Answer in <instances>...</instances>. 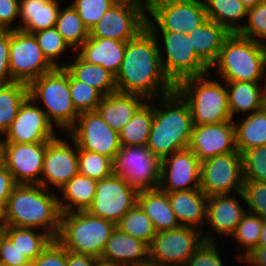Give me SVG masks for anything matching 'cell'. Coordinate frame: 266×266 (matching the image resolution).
Here are the masks:
<instances>
[{"label":"cell","mask_w":266,"mask_h":266,"mask_svg":"<svg viewBox=\"0 0 266 266\" xmlns=\"http://www.w3.org/2000/svg\"><path fill=\"white\" fill-rule=\"evenodd\" d=\"M148 27L126 42L125 55L115 76L118 92L154 100L175 91L160 58V42Z\"/></svg>","instance_id":"1"},{"label":"cell","mask_w":266,"mask_h":266,"mask_svg":"<svg viewBox=\"0 0 266 266\" xmlns=\"http://www.w3.org/2000/svg\"><path fill=\"white\" fill-rule=\"evenodd\" d=\"M152 101L154 118L147 148L163 160L189 148L194 124L188 103L176 90Z\"/></svg>","instance_id":"2"},{"label":"cell","mask_w":266,"mask_h":266,"mask_svg":"<svg viewBox=\"0 0 266 266\" xmlns=\"http://www.w3.org/2000/svg\"><path fill=\"white\" fill-rule=\"evenodd\" d=\"M57 196L41 185L17 184L6 203L8 225L41 229L55 240L61 217Z\"/></svg>","instance_id":"3"},{"label":"cell","mask_w":266,"mask_h":266,"mask_svg":"<svg viewBox=\"0 0 266 266\" xmlns=\"http://www.w3.org/2000/svg\"><path fill=\"white\" fill-rule=\"evenodd\" d=\"M212 69L223 82H266V44L231 33Z\"/></svg>","instance_id":"4"},{"label":"cell","mask_w":266,"mask_h":266,"mask_svg":"<svg viewBox=\"0 0 266 266\" xmlns=\"http://www.w3.org/2000/svg\"><path fill=\"white\" fill-rule=\"evenodd\" d=\"M209 73L189 77L175 86L188 103L194 125L233 121L228 105L226 82L209 79Z\"/></svg>","instance_id":"5"},{"label":"cell","mask_w":266,"mask_h":266,"mask_svg":"<svg viewBox=\"0 0 266 266\" xmlns=\"http://www.w3.org/2000/svg\"><path fill=\"white\" fill-rule=\"evenodd\" d=\"M116 224L87 211L63 213L56 240L67 250L101 258Z\"/></svg>","instance_id":"6"},{"label":"cell","mask_w":266,"mask_h":266,"mask_svg":"<svg viewBox=\"0 0 266 266\" xmlns=\"http://www.w3.org/2000/svg\"><path fill=\"white\" fill-rule=\"evenodd\" d=\"M28 96L43 103L48 120L61 131H68L77 121L76 111L70 91L69 73L64 67H55L52 71L41 75L28 84Z\"/></svg>","instance_id":"7"},{"label":"cell","mask_w":266,"mask_h":266,"mask_svg":"<svg viewBox=\"0 0 266 266\" xmlns=\"http://www.w3.org/2000/svg\"><path fill=\"white\" fill-rule=\"evenodd\" d=\"M147 15L151 32L188 34L208 19L203 0H149Z\"/></svg>","instance_id":"8"},{"label":"cell","mask_w":266,"mask_h":266,"mask_svg":"<svg viewBox=\"0 0 266 266\" xmlns=\"http://www.w3.org/2000/svg\"><path fill=\"white\" fill-rule=\"evenodd\" d=\"M147 2L118 0L89 31V37L127 42L147 27Z\"/></svg>","instance_id":"9"},{"label":"cell","mask_w":266,"mask_h":266,"mask_svg":"<svg viewBox=\"0 0 266 266\" xmlns=\"http://www.w3.org/2000/svg\"><path fill=\"white\" fill-rule=\"evenodd\" d=\"M162 160L147 146H121L113 159V172L138 191L159 187Z\"/></svg>","instance_id":"10"},{"label":"cell","mask_w":266,"mask_h":266,"mask_svg":"<svg viewBox=\"0 0 266 266\" xmlns=\"http://www.w3.org/2000/svg\"><path fill=\"white\" fill-rule=\"evenodd\" d=\"M152 33L158 38L160 37L158 34L162 35L163 45L159 47L162 67L175 86L186 78L202 76L210 72V68L196 55L190 43V36L179 32ZM161 49L166 56H162Z\"/></svg>","instance_id":"11"},{"label":"cell","mask_w":266,"mask_h":266,"mask_svg":"<svg viewBox=\"0 0 266 266\" xmlns=\"http://www.w3.org/2000/svg\"><path fill=\"white\" fill-rule=\"evenodd\" d=\"M243 182L240 152L220 154L200 164V189L207 197L242 192Z\"/></svg>","instance_id":"12"},{"label":"cell","mask_w":266,"mask_h":266,"mask_svg":"<svg viewBox=\"0 0 266 266\" xmlns=\"http://www.w3.org/2000/svg\"><path fill=\"white\" fill-rule=\"evenodd\" d=\"M10 73L14 82L29 84L55 67L44 56L32 33L10 31Z\"/></svg>","instance_id":"13"},{"label":"cell","mask_w":266,"mask_h":266,"mask_svg":"<svg viewBox=\"0 0 266 266\" xmlns=\"http://www.w3.org/2000/svg\"><path fill=\"white\" fill-rule=\"evenodd\" d=\"M139 191L123 178L112 174L98 180L95 197L87 212L117 224L120 219L138 204Z\"/></svg>","instance_id":"14"},{"label":"cell","mask_w":266,"mask_h":266,"mask_svg":"<svg viewBox=\"0 0 266 266\" xmlns=\"http://www.w3.org/2000/svg\"><path fill=\"white\" fill-rule=\"evenodd\" d=\"M203 241L202 231L191 226L156 232L149 245V259L165 266H185Z\"/></svg>","instance_id":"15"},{"label":"cell","mask_w":266,"mask_h":266,"mask_svg":"<svg viewBox=\"0 0 266 266\" xmlns=\"http://www.w3.org/2000/svg\"><path fill=\"white\" fill-rule=\"evenodd\" d=\"M66 135L75 142L78 150L96 152L112 160L121 148L119 133L97 111L80 113Z\"/></svg>","instance_id":"16"},{"label":"cell","mask_w":266,"mask_h":266,"mask_svg":"<svg viewBox=\"0 0 266 266\" xmlns=\"http://www.w3.org/2000/svg\"><path fill=\"white\" fill-rule=\"evenodd\" d=\"M38 105L39 103L34 102L29 96L25 99L3 139L0 136L1 143H42L58 136L56 127Z\"/></svg>","instance_id":"17"},{"label":"cell","mask_w":266,"mask_h":266,"mask_svg":"<svg viewBox=\"0 0 266 266\" xmlns=\"http://www.w3.org/2000/svg\"><path fill=\"white\" fill-rule=\"evenodd\" d=\"M47 143H1L0 161L16 184L40 185Z\"/></svg>","instance_id":"18"},{"label":"cell","mask_w":266,"mask_h":266,"mask_svg":"<svg viewBox=\"0 0 266 266\" xmlns=\"http://www.w3.org/2000/svg\"><path fill=\"white\" fill-rule=\"evenodd\" d=\"M69 139L71 144L67 139L57 136L46 145L40 182L46 189L51 190L52 185L59 190L79 173L78 146Z\"/></svg>","instance_id":"19"},{"label":"cell","mask_w":266,"mask_h":266,"mask_svg":"<svg viewBox=\"0 0 266 266\" xmlns=\"http://www.w3.org/2000/svg\"><path fill=\"white\" fill-rule=\"evenodd\" d=\"M200 164L189 148L165 157L158 188L164 192L200 189Z\"/></svg>","instance_id":"20"},{"label":"cell","mask_w":266,"mask_h":266,"mask_svg":"<svg viewBox=\"0 0 266 266\" xmlns=\"http://www.w3.org/2000/svg\"><path fill=\"white\" fill-rule=\"evenodd\" d=\"M239 198H244L242 192L208 197L206 224L210 226L211 230L203 235L204 241H216L215 235L219 238L221 235L222 237H231L247 213V208L244 207L245 203L239 202Z\"/></svg>","instance_id":"21"},{"label":"cell","mask_w":266,"mask_h":266,"mask_svg":"<svg viewBox=\"0 0 266 266\" xmlns=\"http://www.w3.org/2000/svg\"><path fill=\"white\" fill-rule=\"evenodd\" d=\"M189 149L200 162L220 154L239 152L236 148L234 122L194 125Z\"/></svg>","instance_id":"22"},{"label":"cell","mask_w":266,"mask_h":266,"mask_svg":"<svg viewBox=\"0 0 266 266\" xmlns=\"http://www.w3.org/2000/svg\"><path fill=\"white\" fill-rule=\"evenodd\" d=\"M148 259L149 245L116 227L106 243L100 261L108 265L138 266Z\"/></svg>","instance_id":"23"},{"label":"cell","mask_w":266,"mask_h":266,"mask_svg":"<svg viewBox=\"0 0 266 266\" xmlns=\"http://www.w3.org/2000/svg\"><path fill=\"white\" fill-rule=\"evenodd\" d=\"M171 208L181 226H191L205 233L208 197L201 189L167 192Z\"/></svg>","instance_id":"24"},{"label":"cell","mask_w":266,"mask_h":266,"mask_svg":"<svg viewBox=\"0 0 266 266\" xmlns=\"http://www.w3.org/2000/svg\"><path fill=\"white\" fill-rule=\"evenodd\" d=\"M126 42L89 37L76 51L84 61L90 64L100 65L114 76L120 70Z\"/></svg>","instance_id":"25"},{"label":"cell","mask_w":266,"mask_h":266,"mask_svg":"<svg viewBox=\"0 0 266 266\" xmlns=\"http://www.w3.org/2000/svg\"><path fill=\"white\" fill-rule=\"evenodd\" d=\"M146 101L140 95L116 91L103 96L96 111L113 130L119 133Z\"/></svg>","instance_id":"26"},{"label":"cell","mask_w":266,"mask_h":266,"mask_svg":"<svg viewBox=\"0 0 266 266\" xmlns=\"http://www.w3.org/2000/svg\"><path fill=\"white\" fill-rule=\"evenodd\" d=\"M59 0H19L18 29L27 33L55 27L59 10Z\"/></svg>","instance_id":"27"},{"label":"cell","mask_w":266,"mask_h":266,"mask_svg":"<svg viewBox=\"0 0 266 266\" xmlns=\"http://www.w3.org/2000/svg\"><path fill=\"white\" fill-rule=\"evenodd\" d=\"M231 32L224 26L207 19L188 33L196 55L210 68L216 62L225 40Z\"/></svg>","instance_id":"28"},{"label":"cell","mask_w":266,"mask_h":266,"mask_svg":"<svg viewBox=\"0 0 266 266\" xmlns=\"http://www.w3.org/2000/svg\"><path fill=\"white\" fill-rule=\"evenodd\" d=\"M260 82H226L229 110L234 120L235 115L259 111L265 107V88ZM249 112V113H248Z\"/></svg>","instance_id":"29"},{"label":"cell","mask_w":266,"mask_h":266,"mask_svg":"<svg viewBox=\"0 0 266 266\" xmlns=\"http://www.w3.org/2000/svg\"><path fill=\"white\" fill-rule=\"evenodd\" d=\"M138 205L148 215L156 232L172 230L180 226L171 208L167 192L159 188L139 191Z\"/></svg>","instance_id":"30"},{"label":"cell","mask_w":266,"mask_h":266,"mask_svg":"<svg viewBox=\"0 0 266 266\" xmlns=\"http://www.w3.org/2000/svg\"><path fill=\"white\" fill-rule=\"evenodd\" d=\"M74 59L62 64V67L75 79L96 88L103 96L116 92L115 76L100 65L84 61L76 52Z\"/></svg>","instance_id":"31"},{"label":"cell","mask_w":266,"mask_h":266,"mask_svg":"<svg viewBox=\"0 0 266 266\" xmlns=\"http://www.w3.org/2000/svg\"><path fill=\"white\" fill-rule=\"evenodd\" d=\"M97 181L77 174L59 189L63 197H58L61 214L74 211H86L95 197ZM65 200V201H64Z\"/></svg>","instance_id":"32"},{"label":"cell","mask_w":266,"mask_h":266,"mask_svg":"<svg viewBox=\"0 0 266 266\" xmlns=\"http://www.w3.org/2000/svg\"><path fill=\"white\" fill-rule=\"evenodd\" d=\"M233 122L236 148L241 154L251 148L266 145V107Z\"/></svg>","instance_id":"33"},{"label":"cell","mask_w":266,"mask_h":266,"mask_svg":"<svg viewBox=\"0 0 266 266\" xmlns=\"http://www.w3.org/2000/svg\"><path fill=\"white\" fill-rule=\"evenodd\" d=\"M147 100L119 132L121 146H147L154 118V103Z\"/></svg>","instance_id":"34"},{"label":"cell","mask_w":266,"mask_h":266,"mask_svg":"<svg viewBox=\"0 0 266 266\" xmlns=\"http://www.w3.org/2000/svg\"><path fill=\"white\" fill-rule=\"evenodd\" d=\"M207 18L238 33L247 19L248 9L240 0H203ZM240 23V24H239Z\"/></svg>","instance_id":"35"},{"label":"cell","mask_w":266,"mask_h":266,"mask_svg":"<svg viewBox=\"0 0 266 266\" xmlns=\"http://www.w3.org/2000/svg\"><path fill=\"white\" fill-rule=\"evenodd\" d=\"M39 231L41 230L35 228L9 226L4 235L17 246L21 253L33 261L54 240L48 233Z\"/></svg>","instance_id":"36"},{"label":"cell","mask_w":266,"mask_h":266,"mask_svg":"<svg viewBox=\"0 0 266 266\" xmlns=\"http://www.w3.org/2000/svg\"><path fill=\"white\" fill-rule=\"evenodd\" d=\"M28 97V84L12 82L0 85V135L2 136L16 118L20 105Z\"/></svg>","instance_id":"37"},{"label":"cell","mask_w":266,"mask_h":266,"mask_svg":"<svg viewBox=\"0 0 266 266\" xmlns=\"http://www.w3.org/2000/svg\"><path fill=\"white\" fill-rule=\"evenodd\" d=\"M55 28L69 45L71 52H76L89 38V30L71 4H67L64 9L61 6Z\"/></svg>","instance_id":"38"},{"label":"cell","mask_w":266,"mask_h":266,"mask_svg":"<svg viewBox=\"0 0 266 266\" xmlns=\"http://www.w3.org/2000/svg\"><path fill=\"white\" fill-rule=\"evenodd\" d=\"M116 227L136 240H143L148 245L156 235L152 221L138 204L120 219Z\"/></svg>","instance_id":"39"},{"label":"cell","mask_w":266,"mask_h":266,"mask_svg":"<svg viewBox=\"0 0 266 266\" xmlns=\"http://www.w3.org/2000/svg\"><path fill=\"white\" fill-rule=\"evenodd\" d=\"M263 221L264 220L259 216L247 212L231 235V238H234V242L236 239V243L241 246L238 248H241L239 250H241L242 253L239 251L235 256L238 262L252 249L258 246Z\"/></svg>","instance_id":"40"},{"label":"cell","mask_w":266,"mask_h":266,"mask_svg":"<svg viewBox=\"0 0 266 266\" xmlns=\"http://www.w3.org/2000/svg\"><path fill=\"white\" fill-rule=\"evenodd\" d=\"M79 174L96 181L114 174L113 160L92 151L78 150Z\"/></svg>","instance_id":"41"},{"label":"cell","mask_w":266,"mask_h":266,"mask_svg":"<svg viewBox=\"0 0 266 266\" xmlns=\"http://www.w3.org/2000/svg\"><path fill=\"white\" fill-rule=\"evenodd\" d=\"M33 34L48 61L54 67H62V64H59V59H62L65 56L66 50L71 48L56 28L44 29Z\"/></svg>","instance_id":"42"},{"label":"cell","mask_w":266,"mask_h":266,"mask_svg":"<svg viewBox=\"0 0 266 266\" xmlns=\"http://www.w3.org/2000/svg\"><path fill=\"white\" fill-rule=\"evenodd\" d=\"M69 91L76 111L80 114L83 112L96 111L103 95L92 86L75 80L69 74Z\"/></svg>","instance_id":"43"},{"label":"cell","mask_w":266,"mask_h":266,"mask_svg":"<svg viewBox=\"0 0 266 266\" xmlns=\"http://www.w3.org/2000/svg\"><path fill=\"white\" fill-rule=\"evenodd\" d=\"M246 22L238 34L266 44V0L248 10Z\"/></svg>","instance_id":"44"},{"label":"cell","mask_w":266,"mask_h":266,"mask_svg":"<svg viewBox=\"0 0 266 266\" xmlns=\"http://www.w3.org/2000/svg\"><path fill=\"white\" fill-rule=\"evenodd\" d=\"M242 156L244 180L266 183V145L251 148Z\"/></svg>","instance_id":"45"},{"label":"cell","mask_w":266,"mask_h":266,"mask_svg":"<svg viewBox=\"0 0 266 266\" xmlns=\"http://www.w3.org/2000/svg\"><path fill=\"white\" fill-rule=\"evenodd\" d=\"M118 0H72L71 6L78 12L84 26L90 31L105 12Z\"/></svg>","instance_id":"46"},{"label":"cell","mask_w":266,"mask_h":266,"mask_svg":"<svg viewBox=\"0 0 266 266\" xmlns=\"http://www.w3.org/2000/svg\"><path fill=\"white\" fill-rule=\"evenodd\" d=\"M242 194L247 212L266 220V183L244 180Z\"/></svg>","instance_id":"47"},{"label":"cell","mask_w":266,"mask_h":266,"mask_svg":"<svg viewBox=\"0 0 266 266\" xmlns=\"http://www.w3.org/2000/svg\"><path fill=\"white\" fill-rule=\"evenodd\" d=\"M216 243L217 241H203L187 260L185 266H224Z\"/></svg>","instance_id":"48"},{"label":"cell","mask_w":266,"mask_h":266,"mask_svg":"<svg viewBox=\"0 0 266 266\" xmlns=\"http://www.w3.org/2000/svg\"><path fill=\"white\" fill-rule=\"evenodd\" d=\"M33 263L34 266H66L67 249L55 239L33 260Z\"/></svg>","instance_id":"49"},{"label":"cell","mask_w":266,"mask_h":266,"mask_svg":"<svg viewBox=\"0 0 266 266\" xmlns=\"http://www.w3.org/2000/svg\"><path fill=\"white\" fill-rule=\"evenodd\" d=\"M29 259L21 253L4 234H0V265L16 266L28 262Z\"/></svg>","instance_id":"50"},{"label":"cell","mask_w":266,"mask_h":266,"mask_svg":"<svg viewBox=\"0 0 266 266\" xmlns=\"http://www.w3.org/2000/svg\"><path fill=\"white\" fill-rule=\"evenodd\" d=\"M10 30H0V85L14 82L10 73Z\"/></svg>","instance_id":"51"},{"label":"cell","mask_w":266,"mask_h":266,"mask_svg":"<svg viewBox=\"0 0 266 266\" xmlns=\"http://www.w3.org/2000/svg\"><path fill=\"white\" fill-rule=\"evenodd\" d=\"M18 18L19 0H0V30H17Z\"/></svg>","instance_id":"52"},{"label":"cell","mask_w":266,"mask_h":266,"mask_svg":"<svg viewBox=\"0 0 266 266\" xmlns=\"http://www.w3.org/2000/svg\"><path fill=\"white\" fill-rule=\"evenodd\" d=\"M16 185L11 172L0 161V204L7 203Z\"/></svg>","instance_id":"53"},{"label":"cell","mask_w":266,"mask_h":266,"mask_svg":"<svg viewBox=\"0 0 266 266\" xmlns=\"http://www.w3.org/2000/svg\"><path fill=\"white\" fill-rule=\"evenodd\" d=\"M100 259L86 254L74 253L67 250L66 266H99Z\"/></svg>","instance_id":"54"},{"label":"cell","mask_w":266,"mask_h":266,"mask_svg":"<svg viewBox=\"0 0 266 266\" xmlns=\"http://www.w3.org/2000/svg\"><path fill=\"white\" fill-rule=\"evenodd\" d=\"M240 263L250 266H266V246H257L246 254Z\"/></svg>","instance_id":"55"},{"label":"cell","mask_w":266,"mask_h":266,"mask_svg":"<svg viewBox=\"0 0 266 266\" xmlns=\"http://www.w3.org/2000/svg\"><path fill=\"white\" fill-rule=\"evenodd\" d=\"M8 227L6 204H0V234H4Z\"/></svg>","instance_id":"56"},{"label":"cell","mask_w":266,"mask_h":266,"mask_svg":"<svg viewBox=\"0 0 266 266\" xmlns=\"http://www.w3.org/2000/svg\"><path fill=\"white\" fill-rule=\"evenodd\" d=\"M258 246H266V220L263 221Z\"/></svg>","instance_id":"57"},{"label":"cell","mask_w":266,"mask_h":266,"mask_svg":"<svg viewBox=\"0 0 266 266\" xmlns=\"http://www.w3.org/2000/svg\"><path fill=\"white\" fill-rule=\"evenodd\" d=\"M244 6L249 10L254 8L257 4L261 3L263 0H240Z\"/></svg>","instance_id":"58"},{"label":"cell","mask_w":266,"mask_h":266,"mask_svg":"<svg viewBox=\"0 0 266 266\" xmlns=\"http://www.w3.org/2000/svg\"><path fill=\"white\" fill-rule=\"evenodd\" d=\"M138 266H165V265L148 259L147 261H144L142 264Z\"/></svg>","instance_id":"59"},{"label":"cell","mask_w":266,"mask_h":266,"mask_svg":"<svg viewBox=\"0 0 266 266\" xmlns=\"http://www.w3.org/2000/svg\"><path fill=\"white\" fill-rule=\"evenodd\" d=\"M16 266H34V263H33V261H28V262H26V263H23V264H19V265H16Z\"/></svg>","instance_id":"60"},{"label":"cell","mask_w":266,"mask_h":266,"mask_svg":"<svg viewBox=\"0 0 266 266\" xmlns=\"http://www.w3.org/2000/svg\"><path fill=\"white\" fill-rule=\"evenodd\" d=\"M99 266H116V265H108V264L100 263Z\"/></svg>","instance_id":"61"},{"label":"cell","mask_w":266,"mask_h":266,"mask_svg":"<svg viewBox=\"0 0 266 266\" xmlns=\"http://www.w3.org/2000/svg\"><path fill=\"white\" fill-rule=\"evenodd\" d=\"M265 107H266V89H265Z\"/></svg>","instance_id":"62"}]
</instances>
